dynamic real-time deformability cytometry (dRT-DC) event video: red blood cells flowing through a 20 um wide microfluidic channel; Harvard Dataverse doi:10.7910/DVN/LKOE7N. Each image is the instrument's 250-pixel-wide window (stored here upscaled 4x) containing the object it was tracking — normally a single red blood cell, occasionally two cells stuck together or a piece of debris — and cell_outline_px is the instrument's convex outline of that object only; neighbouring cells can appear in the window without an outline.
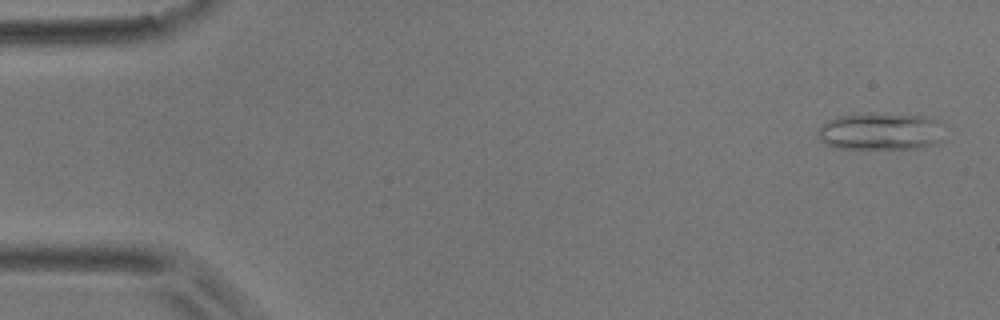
{"species": "common noctule bat (a hibernating species)", "species_latin": "Nyctalus noctula", "temperature_condition": "room temperature", "stored_images_in_passage": 53, "camera_frame_rate_fps": 3000, "um_per_image_px": 0.085, "animal": {"sex": "male", "body_mass_g": 17.9}, "frame": {"image": 1, "passage_image": 2, "time_ms": 0.333, "image_size_px": [1000, 320], "cell_outline_px": [[940, 140], [936, 144], [916, 148], [832, 148], [820, 140], [816, 136], [816, 132], [828, 120], [836, 116], [868, 112], [872, 112], [924, 116], [936, 120]], "centroid_in_image_um": [74.72, 11.15], "position_along_channel_um": 10.3, "area_um2": 27.34}}
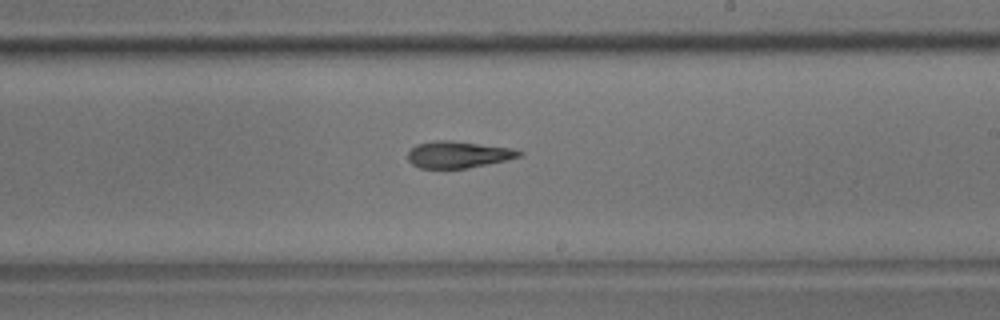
{"frame": {"image": 2, "passage_image": 31, "time_ms": 10.0, "image_size_px": [1000, 320], "cell_outline_px": [[524, 152], [520, 156], [504, 160], [468, 168], [420, 168], [412, 164], [408, 160], [408, 152], [416, 144], [432, 140], [452, 140], [512, 148]], "centroid_in_image_um": [38.91, 13.12], "position_along_channel_um": 250.1, "area_um2": 17.28}}
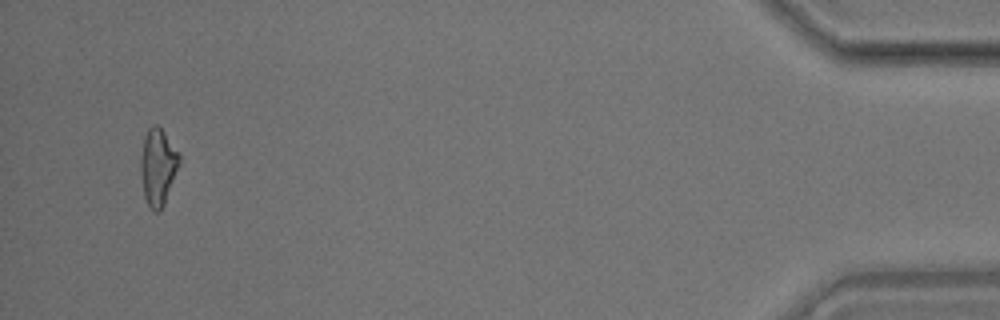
{"frame": {"image": 3, "passage_image": 51, "time_ms": 16.667, "image_size_px": [1000, 320], "cell_outline_px": [[180, 164], [164, 204], [160, 212], [152, 212], [144, 196], [140, 176], [140, 160], [144, 136], [148, 128], [152, 124], [156, 124], [164, 132], [180, 152]], "centroid_in_image_um": [13.42, 14.18], "position_along_channel_um": 421.8, "area_um2": 17.57}, "authors_computed_cell_mechanics": {"area_um2": 17.7446, "velocity_mm_per_s": 3.7452, "shape_relaxation_time_tau1_ms": 7.8417, "shape_relaxation_time_tau2_ms": 5.2762, "deformation_change_tau1": 0.188, "deformation_change_tau2": 0.1407}}